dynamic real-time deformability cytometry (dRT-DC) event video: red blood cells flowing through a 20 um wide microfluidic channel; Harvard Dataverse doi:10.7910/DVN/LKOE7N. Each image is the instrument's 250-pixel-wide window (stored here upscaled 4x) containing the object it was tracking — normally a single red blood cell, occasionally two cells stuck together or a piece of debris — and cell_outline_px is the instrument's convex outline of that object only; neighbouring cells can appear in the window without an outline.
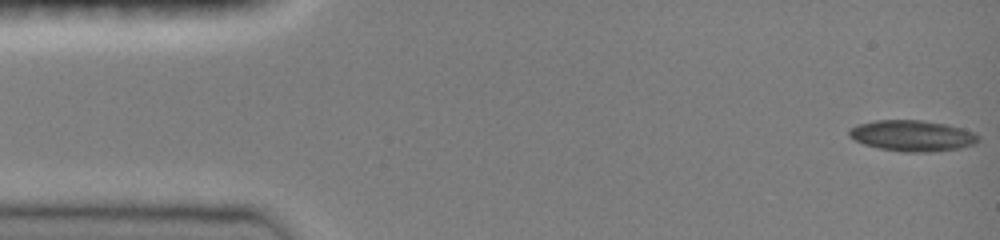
{"species": "common noctule bat (a hibernating species)", "species_latin": "Nyctalus noctula", "temperature_condition": "room temperature", "stored_images_in_passage": 47, "camera_frame_rate_fps": 3000, "um_per_image_px": 0.085, "animal": {"sex": "female", "body_mass_g": 19.0, "forearm_length_mm": 51.5}, "frame": {"image": 1, "passage_image": 1, "time_ms": 0.0, "image_size_px": [1000, 240], "cell_outline_px": [[980, 140], [976, 144], [960, 148], [932, 152], [904, 152], [880, 148], [864, 144], [848, 136], [848, 128], [860, 124], [876, 120], [924, 120], [948, 124], [976, 132], [980, 136]], "centroid_in_image_um": [77.6, 11.53], "position_along_channel_um": 7.4, "area_um2": 23.58}}
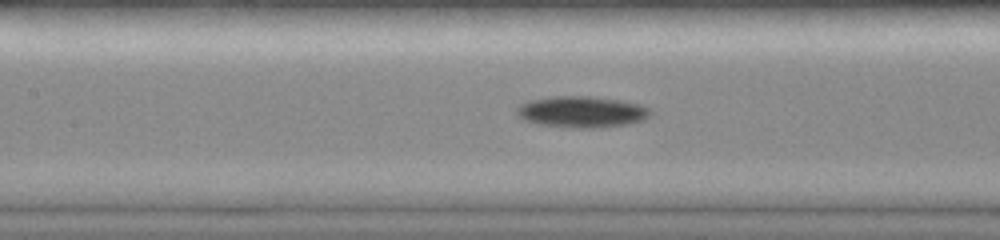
{"frame": {"image": 2, "passage_image": 21, "time_ms": 6.667, "image_size_px": [1000, 240], "cell_outline_px": [[652, 112], [644, 120], [628, 124], [592, 128], [572, 128], [536, 124], [524, 120], [516, 116], [516, 108], [520, 104], [528, 100], [552, 96], [588, 96], [620, 100], [640, 104], [652, 108]], "centroid_in_image_um": [49.42, 9.51], "position_along_channel_um": 158.0, "area_um2": 24.74}}
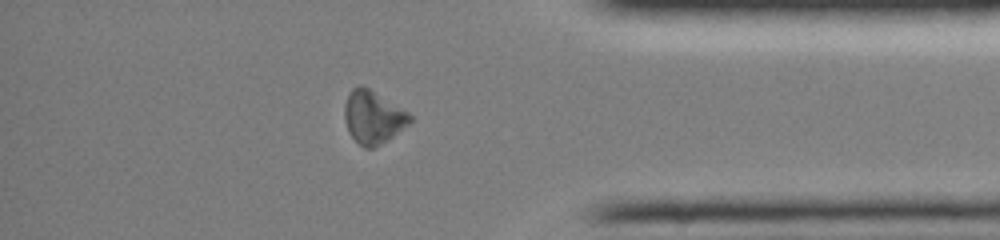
{"frame": {"image": 3, "passage_image": 40, "time_ms": 13.0, "image_size_px": [1000, 240], "cell_outline_px": [[412, 120], [408, 124], [392, 136], [380, 144], [372, 148], [364, 148], [348, 132], [344, 120], [344, 104], [348, 92], [352, 88], [360, 84], [368, 88], [408, 112], [412, 116]], "centroid_in_image_um": [31.66, 9.94], "position_along_channel_um": 403.5, "area_um2": 19.94}, "authors_computed_cell_mechanics": {"area_um2": 21.964, "velocity_mm_per_s": 4.0266, "shape_relaxation_time_tau1_ms": 1.6528, "shape_relaxation_time_tau2_ms": null, "deformation_change_tau1": 0.1106, "deformation_change_tau2": null}}